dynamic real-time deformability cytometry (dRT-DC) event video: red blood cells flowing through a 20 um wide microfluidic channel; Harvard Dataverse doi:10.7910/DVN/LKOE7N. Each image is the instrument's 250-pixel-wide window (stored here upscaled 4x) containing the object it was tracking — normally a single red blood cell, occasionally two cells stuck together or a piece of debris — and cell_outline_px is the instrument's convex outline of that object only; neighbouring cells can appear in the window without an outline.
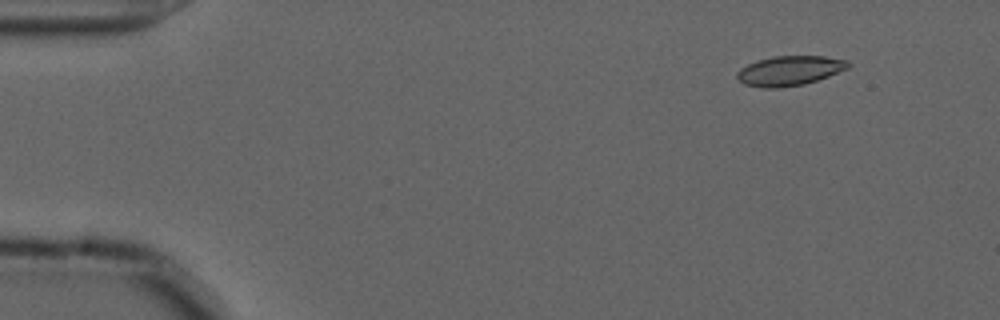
{"species": "common noctule bat (a hibernating species)", "species_latin": "Nyctalus noctula", "temperature_condition": "cold", "stored_images_in_passage": 51, "camera_frame_rate_fps": 3000, "um_per_image_px": 0.085, "animal": {"sex": "male", "forearm_length_mm": 52.5}, "frame": {"image": 1, "passage_image": 1, "time_ms": 0.0, "image_size_px": [1000, 320], "cell_outline_px": [[852, 64], [848, 68], [828, 76], [804, 84], [776, 88], [764, 88], [744, 84], [736, 76], [736, 72], [740, 68], [748, 64], [772, 56], [824, 56], [848, 60]], "centroid_in_image_um": [67.12, 6.0], "position_along_channel_um": 17.9, "area_um2": 19.13}}
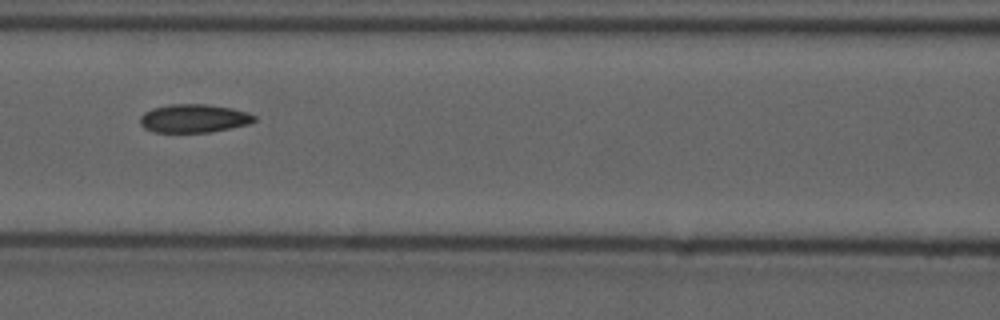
{"frame": {"image": 2, "passage_image": 20, "time_ms": 6.333, "image_size_px": [1000, 320], "cell_outline_px": [[256, 120], [248, 124], [208, 132], [152, 132], [144, 128], [140, 124], [140, 116], [144, 112], [152, 108], [172, 104], [208, 104], [232, 108], [248, 112], [256, 116]], "centroid_in_image_um": [16.46, 10.05], "position_along_channel_um": 150.1, "area_um2": 18.9}}
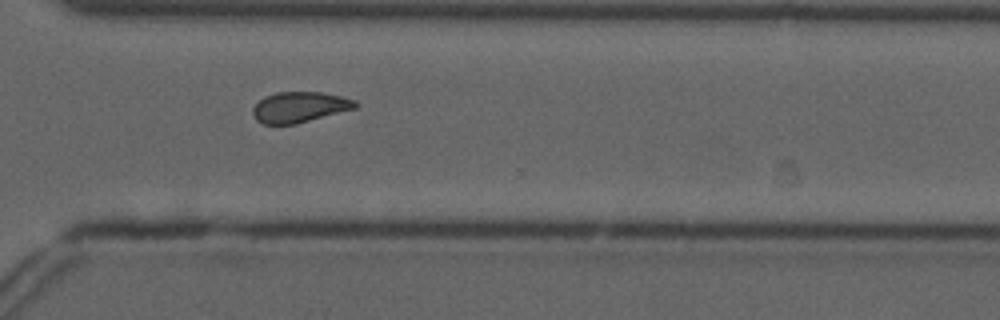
{"frame": {"image": 3, "passage_image": 36, "time_ms": 11.667, "image_size_px": [1000, 320], "cell_outline_px": [[356, 108], [296, 124], [264, 124], [256, 120], [252, 112], [252, 108], [264, 96], [276, 92], [320, 92], [340, 96], [356, 100]], "centroid_in_image_um": [25.44, 9.1], "position_along_channel_um": 345.2, "area_um2": 18.21}, "authors_computed_cell_mechanics": {"area_um2": 18.6694, "velocity_mm_per_s": 3.6711, "shape_relaxation_time_tau1_ms": null, "shape_relaxation_time_tau2_ms": 4.368, "deformation_change_tau1": null, "deformation_change_tau2": 0.0892}}